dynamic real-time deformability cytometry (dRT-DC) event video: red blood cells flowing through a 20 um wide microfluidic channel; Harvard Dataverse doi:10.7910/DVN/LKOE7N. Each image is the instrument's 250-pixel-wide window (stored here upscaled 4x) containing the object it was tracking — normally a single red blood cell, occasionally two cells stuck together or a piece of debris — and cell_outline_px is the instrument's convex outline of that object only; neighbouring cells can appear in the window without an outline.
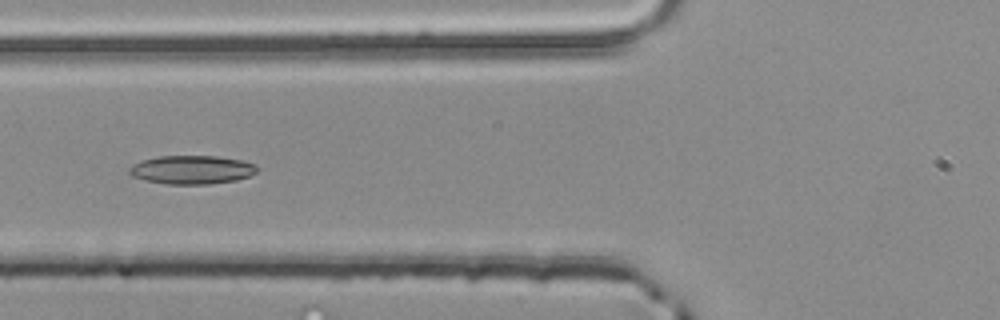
{"species": "common noctule bat (a hibernating species)", "species_latin": "Nyctalus noctula", "temperature_condition": "room temperature", "stored_images_in_passage": 5, "camera_frame_rate_fps": 3000, "um_per_image_px": 0.085, "animal": {"sex": "male", "body_mass_g": 20.4}, "frame": {"image": 1, "passage_image": 5, "time_ms": 1.333, "image_size_px": [1000, 320], "cell_outline_px": [[256, 172], [248, 176], [236, 180], [208, 184], [168, 184], [144, 180], [132, 176], [128, 172], [128, 168], [132, 164], [144, 160], [160, 156], [216, 156], [240, 160], [256, 164]], "centroid_in_image_um": [16.27, 14.43], "position_along_channel_um": 109.5, "area_um2": 21.15}}